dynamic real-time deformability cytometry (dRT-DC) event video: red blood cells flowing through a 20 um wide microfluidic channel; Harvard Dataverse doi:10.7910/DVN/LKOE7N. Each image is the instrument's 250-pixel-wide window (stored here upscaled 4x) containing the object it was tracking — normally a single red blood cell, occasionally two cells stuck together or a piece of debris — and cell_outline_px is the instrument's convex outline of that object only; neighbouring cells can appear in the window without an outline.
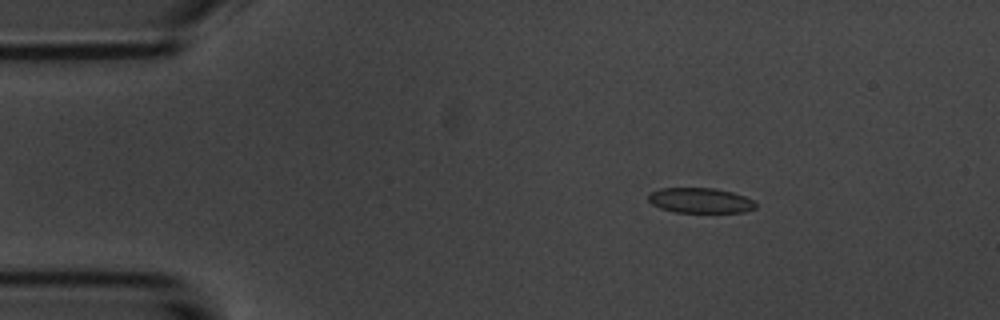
{"species": "common noctule bat (a hibernating species)", "species_latin": "Nyctalus noctula", "temperature_condition": "room temperature", "stored_images_in_passage": 3, "camera_frame_rate_fps": 3000, "um_per_image_px": 0.085, "animal": {"sex": "male", "body_mass_g": 20.1, "forearm_length_mm": 53.5}, "frame": {"image": 1, "passage_image": 1, "time_ms": 0.0, "image_size_px": [1000, 320], "cell_outline_px": [[756, 208], [744, 212], [676, 212], [660, 208], [652, 204], [648, 200], [648, 192], [660, 188], [716, 188], [732, 192], [744, 196], [752, 200], [756, 204]], "centroid_in_image_um": [59.49, 17.03], "position_along_channel_um": 25.5, "area_um2": 15.78}}